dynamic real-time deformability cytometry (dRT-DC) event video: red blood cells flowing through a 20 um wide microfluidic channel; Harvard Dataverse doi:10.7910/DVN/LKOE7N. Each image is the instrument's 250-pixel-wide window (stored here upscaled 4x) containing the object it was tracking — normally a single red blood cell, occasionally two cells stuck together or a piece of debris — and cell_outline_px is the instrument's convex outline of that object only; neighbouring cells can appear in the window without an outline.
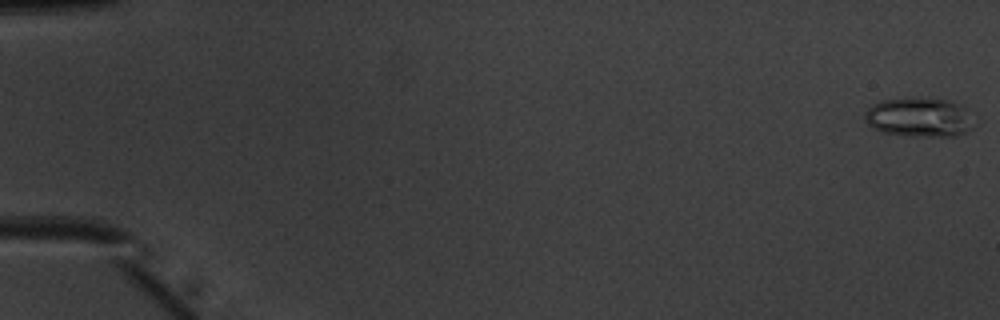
{"species": "common noctule bat (a hibernating species)", "species_latin": "Nyctalus noctula", "temperature_condition": "warm", "stored_images_in_passage": 18, "camera_frame_rate_fps": 3000, "um_per_image_px": 0.085, "animal": {"sex": "male", "body_mass_g": 20.1, "forearm_length_mm": 53.5}, "frame": {"image": 1, "passage_image": 1, "time_ms": 0.0, "image_size_px": [1000, 320], "cell_outline_px": [[968, 128], [964, 132], [956, 136], [908, 136], [884, 132], [872, 128], [864, 120], [864, 112], [872, 104], [880, 100], [948, 100], [964, 108]], "centroid_in_image_um": [77.97, 10.01], "position_along_channel_um": 7.0, "area_um2": 23.64}}